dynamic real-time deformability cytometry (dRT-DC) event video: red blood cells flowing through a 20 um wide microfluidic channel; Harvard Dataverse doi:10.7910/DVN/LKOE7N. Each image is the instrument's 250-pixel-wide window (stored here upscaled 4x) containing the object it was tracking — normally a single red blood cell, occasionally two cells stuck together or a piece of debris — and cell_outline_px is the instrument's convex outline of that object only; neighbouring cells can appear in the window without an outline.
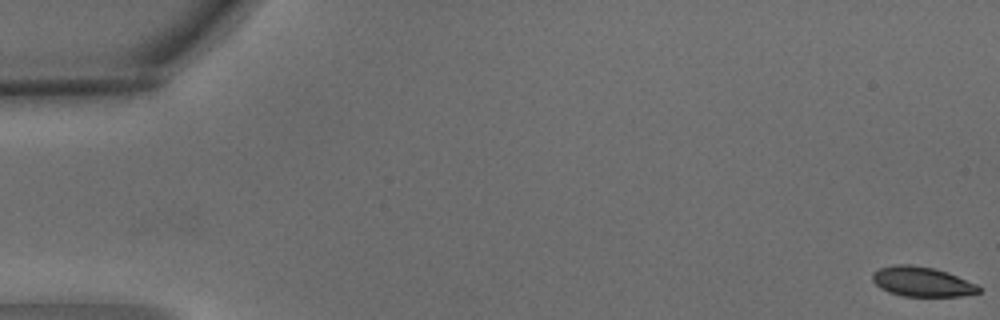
{"species": "common noctule bat (a hibernating species)", "species_latin": "Nyctalus noctula", "temperature_condition": "warm", "stored_images_in_passage": 8, "camera_frame_rate_fps": 3000, "um_per_image_px": 0.085, "animal": {"sex": "male", "body_mass_g": 15.6}, "frame": {"image": 1, "passage_image": 1, "time_ms": 0.0, "image_size_px": [1000, 320], "cell_outline_px": [[980, 292], [960, 296], [904, 296], [888, 292], [880, 288], [872, 280], [872, 272], [880, 268], [896, 264], [912, 264], [932, 268], [948, 272], [976, 284], [980, 288]], "centroid_in_image_um": [78.34, 23.94], "position_along_channel_um": 6.7, "area_um2": 18.38}}
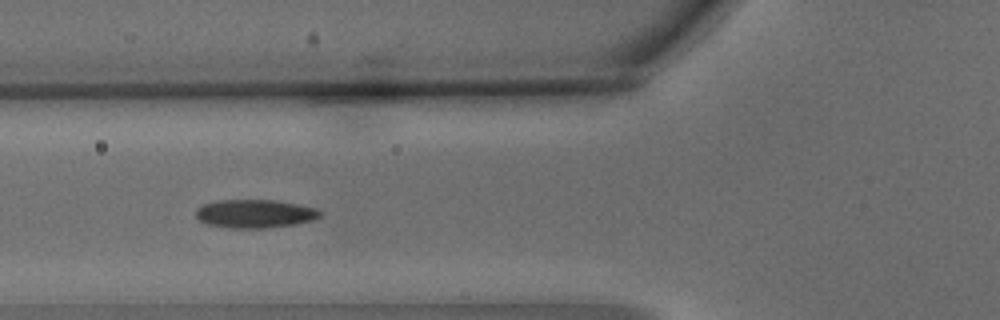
{"frame": {"image": 2, "passage_image": 6, "time_ms": 1.667, "image_size_px": [1000, 320], "cell_outline_px": [[320, 216], [312, 220], [292, 224], [268, 228], [232, 228], [208, 224], [200, 220], [196, 216], [196, 208], [204, 204], [220, 200], [276, 200], [316, 208], [320, 212]], "centroid_in_image_um": [21.64, 18.16], "position_along_channel_um": 104.2, "area_um2": 20.29}}
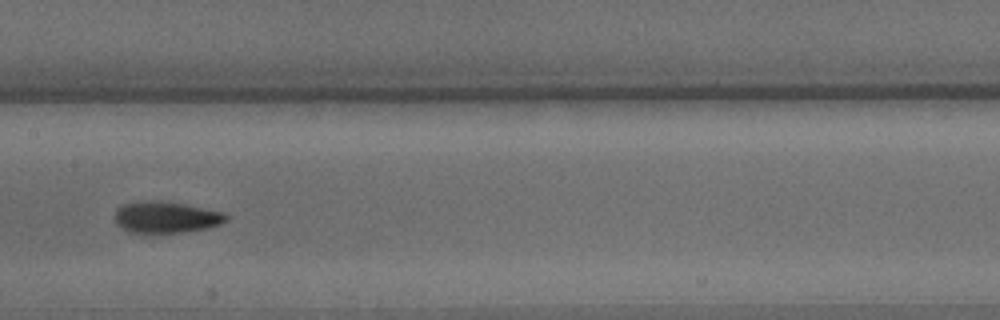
{"frame": {"image": 3, "passage_image": 8, "time_ms": 2.333, "image_size_px": [1000, 320], "cell_outline_px": [[228, 220], [220, 224], [188, 232], [144, 236], [140, 236], [128, 232], [120, 228], [116, 224], [116, 212], [124, 204], [160, 200], [184, 204], [224, 212], [228, 216]], "centroid_in_image_um": [14.09, 18.53], "position_along_channel_um": 193.3, "area_um2": 20.98}}